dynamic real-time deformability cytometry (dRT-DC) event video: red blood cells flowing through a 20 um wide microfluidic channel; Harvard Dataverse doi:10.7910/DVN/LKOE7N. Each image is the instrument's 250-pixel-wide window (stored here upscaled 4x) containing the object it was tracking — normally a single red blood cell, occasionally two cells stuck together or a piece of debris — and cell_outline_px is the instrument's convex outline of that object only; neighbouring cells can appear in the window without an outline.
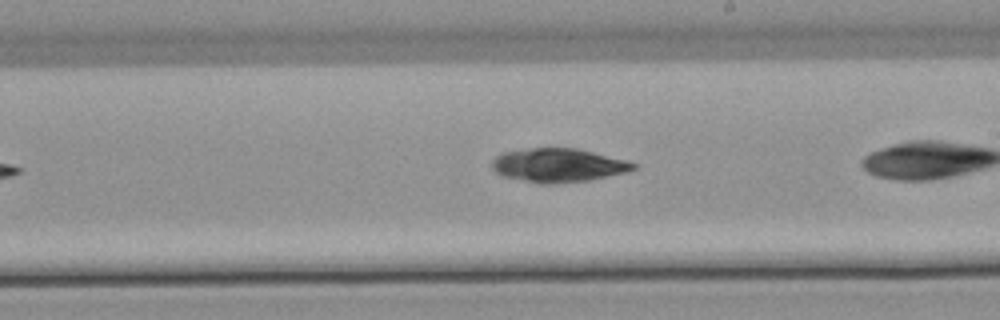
{"species": "common noctule bat (a hibernating species)", "species_latin": "Nyctalus noctula", "temperature_condition": "warm", "stored_images_in_passage": 26, "camera_frame_rate_fps": 3000, "um_per_image_px": 0.085, "animal": {"sex": "male", "body_mass_g": 21.5, "forearm_length_mm": 52.0}, "frame": {"image": 1, "passage_image": 15, "time_ms": 4.667, "image_size_px": [1000, 320], "cell_outline_px": [[636, 168], [628, 172], [588, 180], [556, 184], [540, 184], [500, 176], [492, 168], [492, 160], [500, 152], [532, 148], [576, 148], [628, 160], [636, 164]], "centroid_in_image_um": [47.43, 14.05], "position_along_channel_um": 241.6, "area_um2": 28.03}}